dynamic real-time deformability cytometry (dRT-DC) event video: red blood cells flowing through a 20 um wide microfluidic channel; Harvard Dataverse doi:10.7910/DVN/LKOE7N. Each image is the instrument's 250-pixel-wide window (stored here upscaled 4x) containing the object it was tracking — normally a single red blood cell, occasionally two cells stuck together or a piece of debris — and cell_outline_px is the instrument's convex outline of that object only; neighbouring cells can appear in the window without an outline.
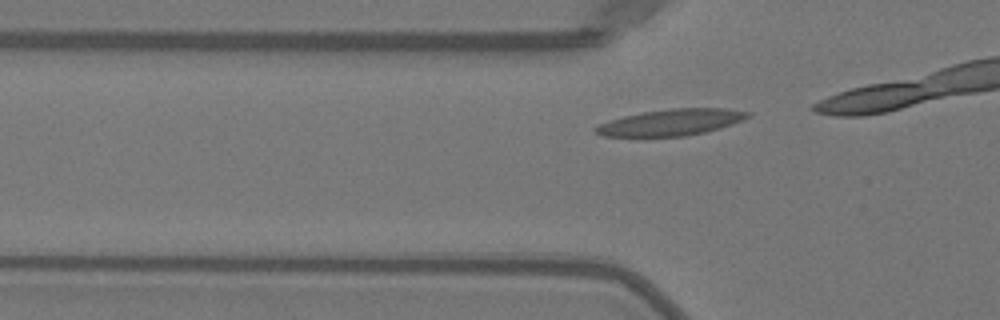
{"species": "Egyptian fruit bat (a non-hibernating species)", "species_latin": "Rousettus aegyptiacus", "temperature_condition": "warm", "stored_images_in_passage": 10, "camera_frame_rate_fps": 3000, "um_per_image_px": 0.085, "animal": {"sex": "female"}, "frame": {"image": 1, "passage_image": 7, "time_ms": 2.0, "image_size_px": [1000, 320], "cell_outline_px": [[752, 116], [744, 120], [720, 128], [704, 132], [684, 136], [604, 136], [596, 132], [592, 128], [596, 124], [608, 120], [624, 116], [644, 112], [672, 108], [724, 108], [752, 112]], "centroid_in_image_um": [57.06, 10.39], "position_along_channel_um": 68.7, "area_um2": 23.41}}